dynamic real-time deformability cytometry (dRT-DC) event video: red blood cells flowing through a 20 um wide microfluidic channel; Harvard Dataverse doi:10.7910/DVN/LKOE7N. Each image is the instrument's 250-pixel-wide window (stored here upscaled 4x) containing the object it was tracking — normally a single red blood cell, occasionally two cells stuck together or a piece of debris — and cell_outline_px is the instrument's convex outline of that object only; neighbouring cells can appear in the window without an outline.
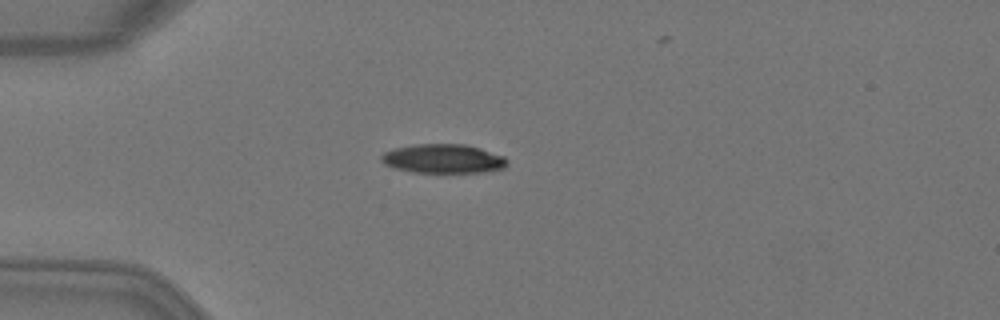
{"species": "Egyptian fruit bat (a non-hibernating species)", "species_latin": "Rousettus aegyptiacus", "temperature_condition": "warm", "stored_images_in_passage": 2, "camera_frame_rate_fps": 3000, "um_per_image_px": 0.085, "animal": {"sex": "female"}, "frame": {"image": 1, "passage_image": 1, "time_ms": 0.0, "image_size_px": [1000, 320], "cell_outline_px": [[508, 160], [504, 168], [484, 172], [412, 172], [392, 168], [384, 164], [380, 160], [380, 156], [384, 152], [396, 148], [416, 144], [464, 144], [480, 148], [504, 156]], "centroid_in_image_um": [37.65, 13.49], "position_along_channel_um": 47.3, "area_um2": 21.33}}